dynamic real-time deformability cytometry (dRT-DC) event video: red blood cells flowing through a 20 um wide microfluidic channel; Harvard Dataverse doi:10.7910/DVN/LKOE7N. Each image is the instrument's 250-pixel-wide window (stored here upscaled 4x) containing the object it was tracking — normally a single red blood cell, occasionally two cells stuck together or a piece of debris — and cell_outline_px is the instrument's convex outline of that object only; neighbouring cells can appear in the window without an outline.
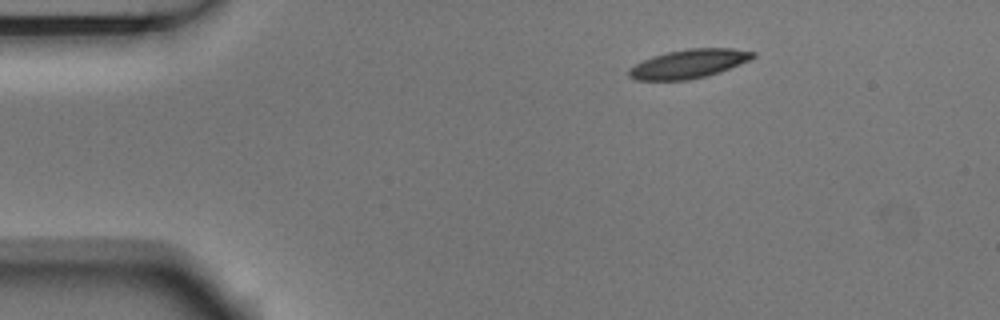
{"species": "Egyptian fruit bat (a non-hibernating species)", "species_latin": "Rousettus aegyptiacus", "temperature_condition": "room temperature", "stored_images_in_passage": 3, "camera_frame_rate_fps": 3000, "um_per_image_px": 0.085, "animal": {"sex": "male"}, "frame": {"image": 1, "passage_image": 1, "time_ms": 0.0, "image_size_px": [1000, 320], "cell_outline_px": [[756, 56], [748, 60], [720, 72], [708, 76], [688, 80], [636, 80], [628, 76], [628, 68], [652, 56], [668, 52], [688, 48], [732, 48], [756, 52]], "centroid_in_image_um": [58.54, 5.42], "position_along_channel_um": 26.5, "area_um2": 20.81}}